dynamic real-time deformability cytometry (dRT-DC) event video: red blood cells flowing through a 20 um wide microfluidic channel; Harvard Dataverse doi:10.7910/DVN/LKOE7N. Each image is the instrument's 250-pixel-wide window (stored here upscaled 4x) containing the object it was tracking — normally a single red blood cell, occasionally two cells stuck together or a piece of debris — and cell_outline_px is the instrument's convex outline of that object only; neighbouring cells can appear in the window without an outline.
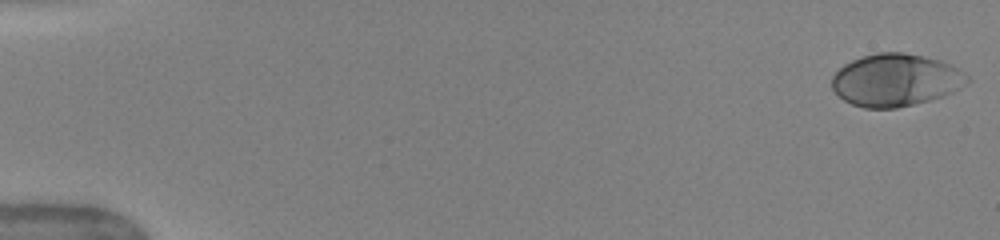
{"species": "human", "species_latin": "Homo sapiens", "temperature_condition": "warm", "stored_images_in_passage": 50, "camera_frame_rate_fps": 3000, "um_per_image_px": 0.085, "donor": {"sex": "female"}, "frame": {"image": 1, "passage_image": 1, "time_ms": 0.0, "image_size_px": [1000, 240], "cell_outline_px": [[972, 80], [952, 92], [928, 100], [896, 108], [864, 108], [852, 104], [844, 100], [832, 88], [832, 76], [844, 64], [852, 60], [876, 52], [904, 52], [924, 56], [940, 60], [964, 72]], "centroid_in_image_um": [76.12, 6.79], "position_along_channel_um": 8.9, "area_um2": 41.1}}
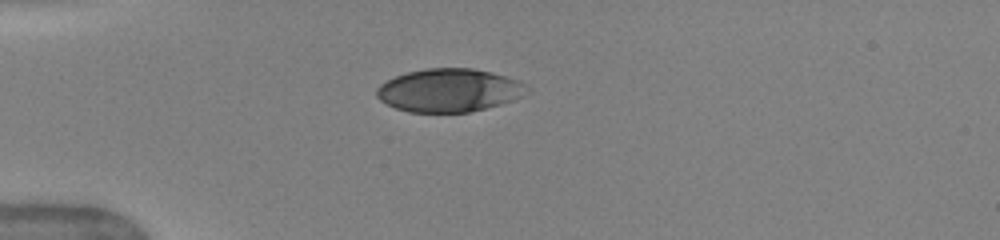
{"frame": {"image": 2, "passage_image": 14, "time_ms": 4.333, "image_size_px": [1000, 240], "cell_outline_px": [[532, 92], [512, 100], [500, 104], [468, 112], [408, 112], [396, 108], [380, 100], [376, 96], [376, 88], [380, 84], [396, 76], [408, 72], [428, 68], [472, 68], [492, 72], [520, 80], [532, 88]], "centroid_in_image_um": [38.23, 7.67], "position_along_channel_um": 46.8, "area_um2": 37.97}}
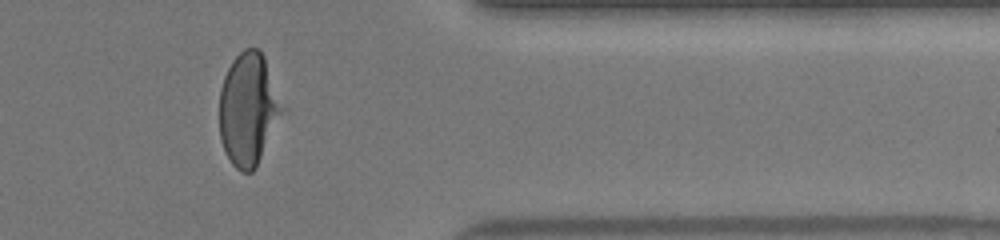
{"frame": {"image": 3, "passage_image": 42, "time_ms": 13.667, "image_size_px": [1000, 240], "cell_outline_px": [[288, 112], [256, 168], [252, 172], [240, 172], [232, 164], [224, 148], [220, 136], [220, 88], [224, 76], [232, 60], [244, 48], [256, 48], [264, 56], [288, 108]], "centroid_in_image_um": [21.21, 9.3], "position_along_channel_um": 390.2, "area_um2": 42.66}, "authors_computed_cell_mechanics": {"area_um2": 40.2288, "velocity_mm_per_s": 4.0642, "shape_relaxation_time_tau1_ms": 3.4493, "shape_relaxation_time_tau2_ms": null, "deformation_change_tau1": 0.1865, "deformation_change_tau2": null}}